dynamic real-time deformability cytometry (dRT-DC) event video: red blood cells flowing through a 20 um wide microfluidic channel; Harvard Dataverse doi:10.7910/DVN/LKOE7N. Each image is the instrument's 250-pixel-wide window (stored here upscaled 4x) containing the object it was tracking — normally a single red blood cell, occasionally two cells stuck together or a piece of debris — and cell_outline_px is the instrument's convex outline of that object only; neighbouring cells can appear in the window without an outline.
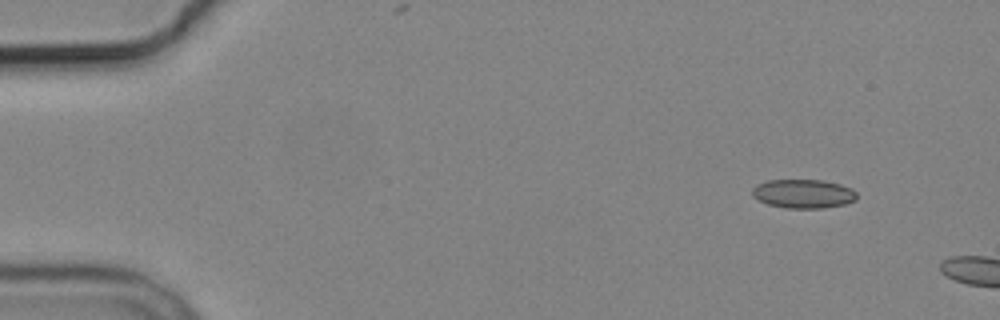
{"species": "common noctule bat (a hibernating species)", "species_latin": "Nyctalus noctula", "temperature_condition": "cold", "stored_images_in_passage": 2, "camera_frame_rate_fps": 3000, "um_per_image_px": 0.085, "animal": {"sex": "male", "body_mass_g": 19.2, "forearm_length_mm": 51.8}, "frame": {"image": 1, "passage_image": 1, "time_ms": 0.0, "image_size_px": [1000, 320], "cell_outline_px": [[856, 200], [844, 204], [824, 208], [784, 208], [768, 204], [752, 196], [752, 188], [756, 184], [768, 180], [820, 180], [840, 184], [852, 188], [856, 192]], "centroid_in_image_um": [68.27, 16.46], "position_along_channel_um": 16.7, "area_um2": 17.63}}